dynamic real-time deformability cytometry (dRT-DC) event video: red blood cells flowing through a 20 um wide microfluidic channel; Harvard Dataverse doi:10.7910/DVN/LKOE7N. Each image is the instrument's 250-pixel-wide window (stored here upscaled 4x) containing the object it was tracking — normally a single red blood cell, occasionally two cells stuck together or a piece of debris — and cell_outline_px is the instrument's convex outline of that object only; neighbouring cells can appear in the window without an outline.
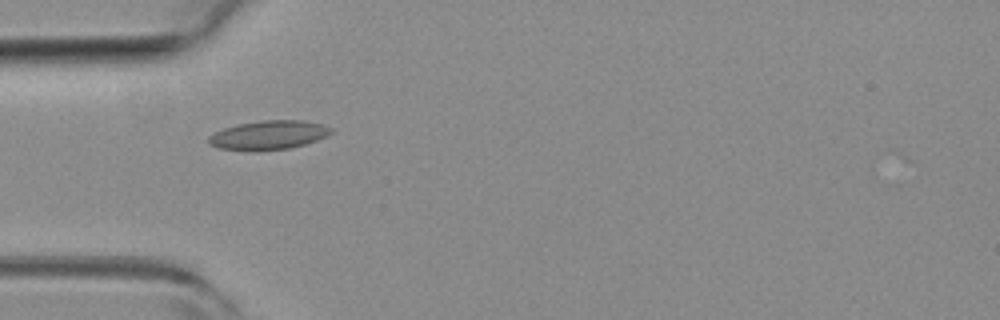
{"species": "common noctule bat (a hibernating species)", "species_latin": "Nyctalus noctula", "temperature_condition": "room temperature", "stored_images_in_passage": 34, "camera_frame_rate_fps": 3000, "um_per_image_px": 0.085, "animal": {"sex": "female", "body_mass_g": 19.3, "forearm_length_mm": 54.1}, "frame": {"image": 1, "passage_image": 1, "time_ms": 0.0, "image_size_px": [1000, 320], "cell_outline_px": [[332, 132], [328, 136], [304, 144], [288, 148], [256, 152], [252, 152], [220, 148], [208, 144], [208, 136], [224, 128], [236, 124], [264, 120], [304, 120], [324, 124], [332, 128]], "centroid_in_image_um": [22.83, 11.49], "position_along_channel_um": 62.2, "area_um2": 20.98}}
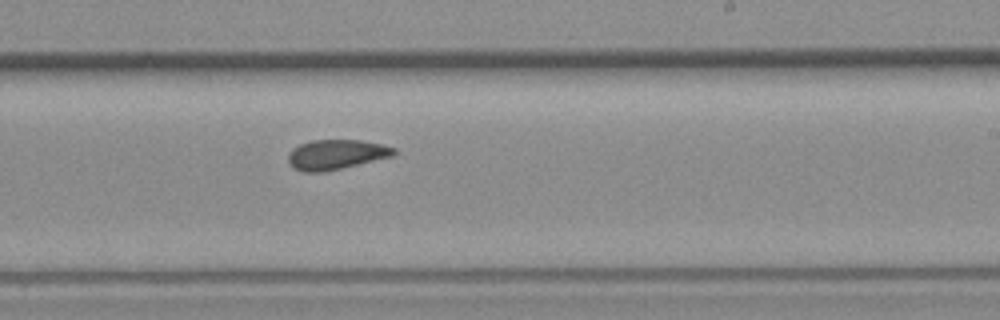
{"frame": {"image": 2, "passage_image": 15, "time_ms": 4.667, "image_size_px": [1000, 320], "cell_outline_px": [[396, 152], [392, 156], [324, 172], [304, 172], [296, 168], [288, 160], [288, 152], [292, 148], [300, 144], [312, 140], [360, 140], [384, 144], [396, 148]], "centroid_in_image_um": [28.58, 13.12], "position_along_channel_um": 260.4, "area_um2": 18.26}}
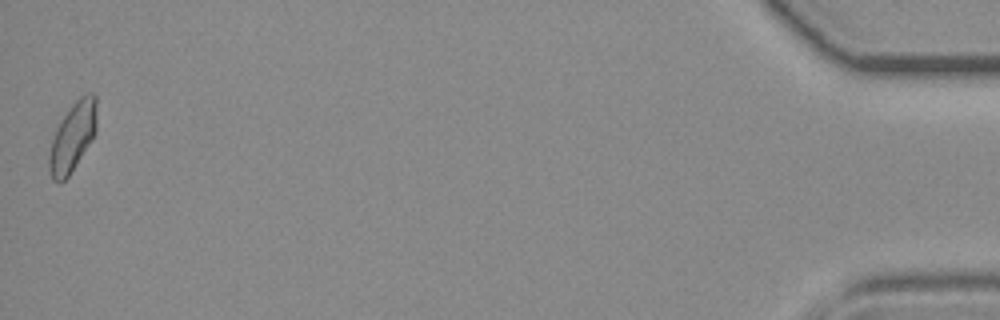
{"frame": {"image": 3, "passage_image": 34, "time_ms": 11.0, "image_size_px": [1000, 320], "cell_outline_px": [[96, 132], [68, 176], [60, 184], [52, 180], [48, 168], [48, 156], [52, 140], [56, 128], [72, 104], [80, 96], [88, 92], [92, 92], [96, 96]], "centroid_in_image_um": [6.16, 11.64], "position_along_channel_um": 429.0, "area_um2": 18.96}, "authors_computed_cell_mechanics": {"area_um2": 18.3226, "velocity_mm_per_s": 4.2855, "shape_relaxation_time_tau1_ms": null, "shape_relaxation_time_tau2_ms": 3.6819, "deformation_change_tau1": null, "deformation_change_tau2": 0.0762}}